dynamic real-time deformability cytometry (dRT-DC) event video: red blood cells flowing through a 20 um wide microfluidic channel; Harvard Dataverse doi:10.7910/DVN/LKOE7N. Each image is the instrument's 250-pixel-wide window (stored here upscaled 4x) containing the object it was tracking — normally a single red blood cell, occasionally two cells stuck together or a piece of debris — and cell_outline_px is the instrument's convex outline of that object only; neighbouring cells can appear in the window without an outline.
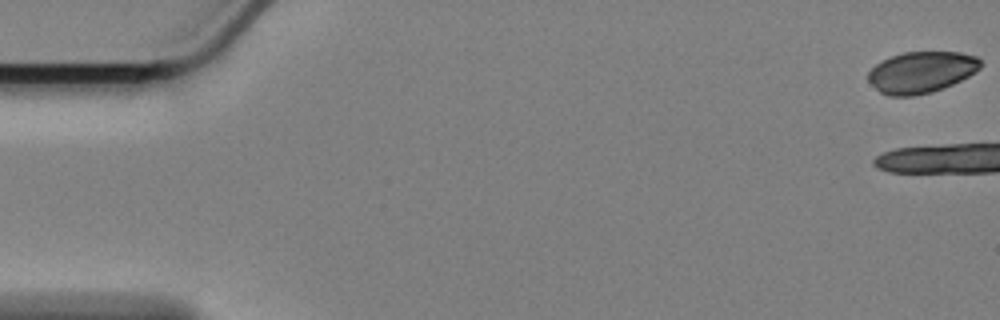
{"species": "Egyptian fruit bat (a non-hibernating species)", "species_latin": "Rousettus aegyptiacus", "temperature_condition": "cold", "stored_images_in_passage": 5, "camera_frame_rate_fps": 3000, "um_per_image_px": 0.085, "animal": {"sex": "female"}, "frame": {"image": 1, "passage_image": 1, "time_ms": 0.0, "image_size_px": [1000, 320], "cell_outline_px": [[980, 68], [976, 72], [952, 84], [928, 92], [912, 96], [888, 96], [880, 92], [868, 80], [868, 72], [880, 60], [904, 52], [960, 52], [976, 56], [980, 60]], "centroid_in_image_um": [78.29, 6.12], "position_along_channel_um": 6.7, "area_um2": 26.82}}